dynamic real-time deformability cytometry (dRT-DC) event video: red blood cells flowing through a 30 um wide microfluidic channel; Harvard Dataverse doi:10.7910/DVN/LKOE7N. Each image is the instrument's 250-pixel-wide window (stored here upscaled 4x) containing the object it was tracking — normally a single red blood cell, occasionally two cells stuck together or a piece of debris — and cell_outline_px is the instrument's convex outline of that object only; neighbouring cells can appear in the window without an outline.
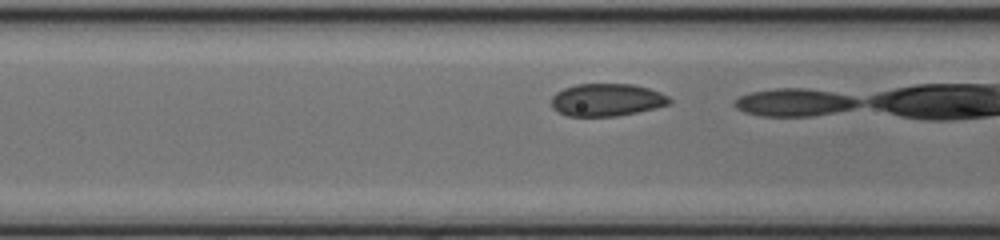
{"species": "common noctule bat (a hibernating species)", "species_latin": "Nyctalus noctula", "temperature_condition": "cold", "stored_images_in_passage": 8, "camera_frame_rate_fps": 3000, "um_per_image_px": 0.085, "animal": {"sex": "female", "body_mass_g": 17.0, "forearm_length_mm": 48.0}, "frame": {"image": 1, "passage_image": 7, "time_ms": 2.0, "image_size_px": [1000, 240], "cell_outline_px": [[672, 104], [656, 108], [616, 116], [568, 116], [552, 108], [552, 96], [556, 92], [564, 88], [576, 84], [632, 84], [648, 88], [660, 92], [668, 96], [672, 100]], "centroid_in_image_um": [51.6, 8.48], "position_along_channel_um": 115.0, "area_um2": 22.43}}